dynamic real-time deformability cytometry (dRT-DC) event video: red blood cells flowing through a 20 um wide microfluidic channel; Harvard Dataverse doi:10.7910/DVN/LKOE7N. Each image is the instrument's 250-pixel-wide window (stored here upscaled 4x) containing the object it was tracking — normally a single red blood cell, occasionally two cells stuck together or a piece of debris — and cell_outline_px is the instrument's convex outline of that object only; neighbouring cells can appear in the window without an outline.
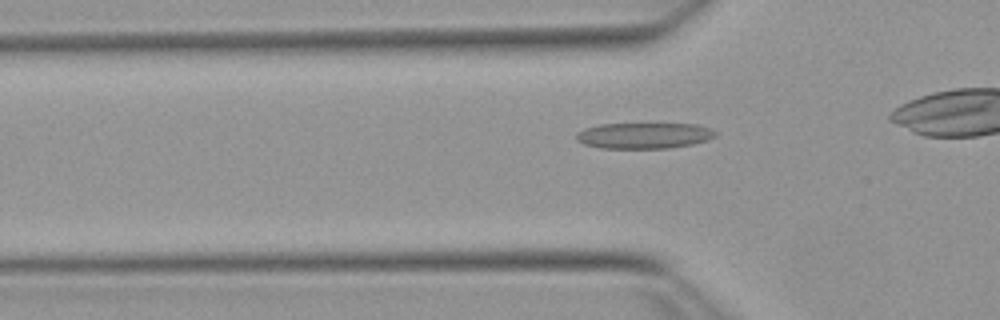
{"species": "Egyptian fruit bat (a non-hibernating species)", "species_latin": "Rousettus aegyptiacus", "temperature_condition": "warm", "stored_images_in_passage": 27, "camera_frame_rate_fps": 3000, "um_per_image_px": 0.085, "animal": {"sex": "female"}, "frame": {"image": 1, "passage_image": 2, "time_ms": 0.333, "image_size_px": [1000, 320], "cell_outline_px": [[716, 136], [708, 140], [692, 144], [668, 148], [600, 148], [584, 144], [576, 140], [576, 132], [584, 128], [600, 124], [696, 124], [712, 128], [716, 132]], "centroid_in_image_um": [54.74, 11.52], "position_along_channel_um": 71.1, "area_um2": 21.1}}
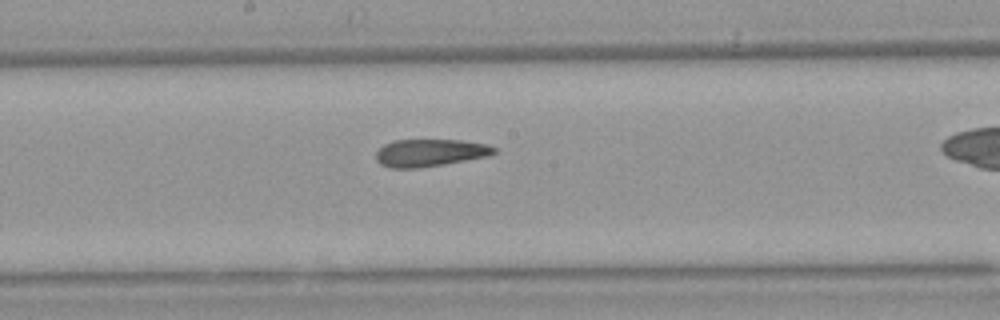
{"frame": {"image": 2, "passage_image": 13, "time_ms": 4.0, "image_size_px": [1000, 320], "cell_outline_px": [[496, 152], [488, 156], [444, 164], [420, 168], [388, 168], [380, 164], [376, 160], [376, 152], [384, 144], [392, 140], [460, 140], [488, 144], [496, 148]], "centroid_in_image_um": [36.52, 12.99], "position_along_channel_um": 211.7, "area_um2": 18.96}}
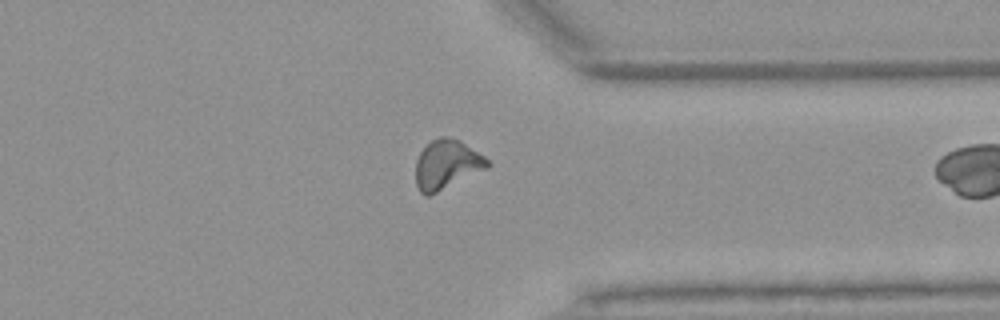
{"frame": {"image": 3, "passage_image": 26, "time_ms": 8.333, "image_size_px": [1000, 320], "cell_outline_px": [[488, 168], [428, 196], [424, 196], [420, 192], [416, 184], [416, 160], [420, 152], [432, 140], [440, 136], [444, 136], [460, 140], [484, 156], [488, 160]], "centroid_in_image_um": [37.95, 13.98], "position_along_channel_um": 373.4, "area_um2": 20.35}}